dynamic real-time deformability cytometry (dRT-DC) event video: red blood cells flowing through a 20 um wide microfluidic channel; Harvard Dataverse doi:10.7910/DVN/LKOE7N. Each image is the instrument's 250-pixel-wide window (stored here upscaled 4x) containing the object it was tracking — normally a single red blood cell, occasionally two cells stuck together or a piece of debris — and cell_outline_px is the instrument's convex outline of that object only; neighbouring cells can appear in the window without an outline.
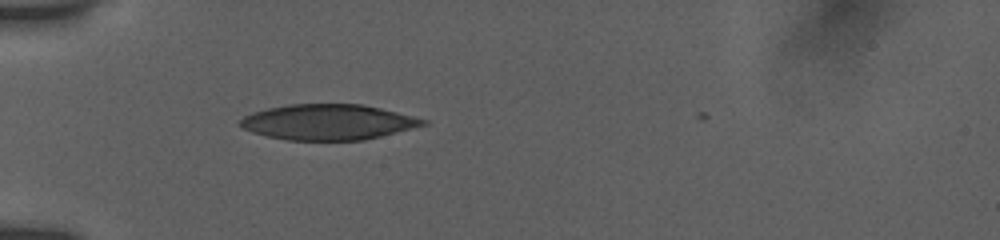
{"species": "human", "species_latin": "Homo sapiens", "temperature_condition": "room temperature", "stored_images_in_passage": 3, "camera_frame_rate_fps": 3000, "um_per_image_px": 0.085, "donor": {"sex": "female"}, "frame": {"image": 1, "passage_image": 1, "time_ms": 0.0, "image_size_px": [1000, 240], "cell_outline_px": [[428, 124], [364, 140], [288, 140], [268, 136], [252, 132], [236, 124], [244, 116], [252, 112], [268, 108], [288, 104], [360, 104], [380, 108], [428, 120]], "centroid_in_image_um": [27.85, 10.37], "position_along_channel_um": 57.1, "area_um2": 37.63}}
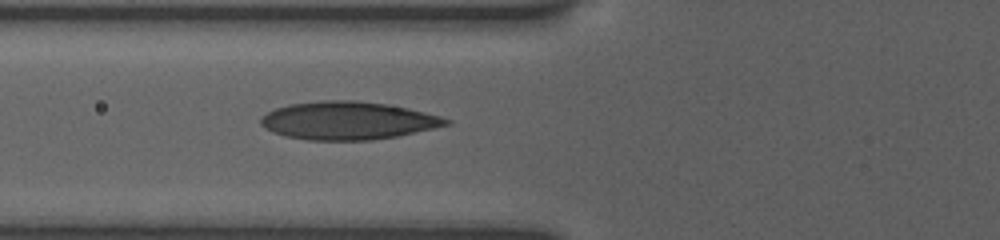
{"frame": {"image": 2, "passage_image": 3, "time_ms": 1.333, "image_size_px": [1000, 240], "cell_outline_px": [[452, 124], [396, 136], [372, 140], [308, 140], [284, 136], [272, 132], [264, 128], [260, 124], [260, 116], [276, 108], [288, 104], [320, 100], [356, 100], [388, 104], [408, 108], [440, 116], [452, 120]], "centroid_in_image_um": [29.54, 10.24], "position_along_channel_um": 96.3, "area_um2": 41.21}}